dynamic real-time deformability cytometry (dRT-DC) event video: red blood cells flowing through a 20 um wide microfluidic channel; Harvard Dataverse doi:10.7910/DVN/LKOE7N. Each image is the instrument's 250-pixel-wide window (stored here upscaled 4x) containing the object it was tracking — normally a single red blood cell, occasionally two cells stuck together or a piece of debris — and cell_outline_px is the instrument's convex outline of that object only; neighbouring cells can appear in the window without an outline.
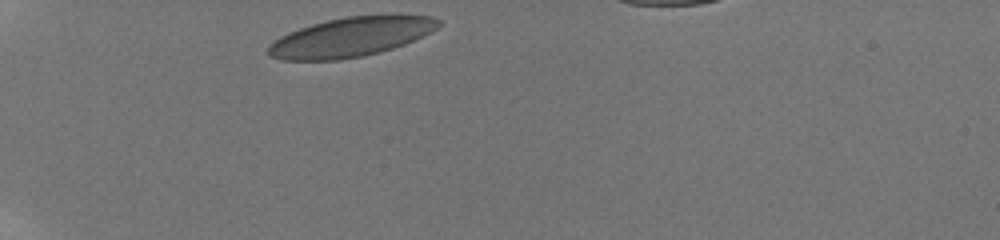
{"species": "human", "species_latin": "Homo sapiens", "temperature_condition": "room temperature", "stored_images_in_passage": 20, "camera_frame_rate_fps": 3000, "um_per_image_px": 0.085, "donor": {"sex": "male"}, "frame": {"image": 1, "passage_image": 1, "time_ms": 0.0, "image_size_px": [1000, 240], "cell_outline_px": [[440, 24], [432, 32], [404, 44], [380, 52], [364, 56], [340, 60], [280, 60], [268, 56], [268, 44], [280, 36], [288, 32], [312, 24], [328, 20], [348, 16], [396, 12], [432, 16], [440, 20]], "centroid_in_image_um": [29.87, 3.11], "position_along_channel_um": 55.1, "area_um2": 40.0}}
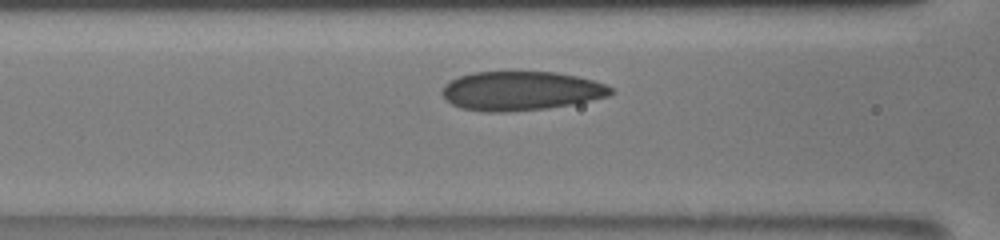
{"frame": {"image": 2, "passage_image": 9, "time_ms": 2.667, "image_size_px": [1000, 240], "cell_outline_px": [[616, 92], [608, 96], [572, 104], [548, 108], [508, 112], [484, 112], [460, 108], [444, 100], [440, 92], [444, 84], [460, 76], [472, 72], [556, 72], [576, 76], [592, 80], [604, 84], [612, 88]], "centroid_in_image_um": [44.23, 7.73], "position_along_channel_um": 122.4, "area_um2": 38.61}}
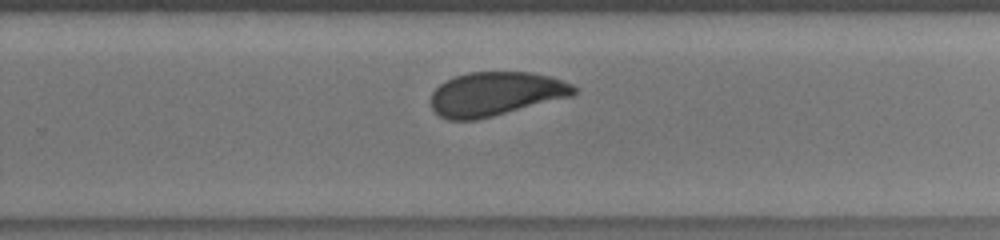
{"frame": {"image": 3, "passage_image": 19, "time_ms": 7.0, "image_size_px": [1000, 240], "cell_outline_px": [[580, 88], [572, 96], [476, 120], [448, 120], [440, 116], [432, 108], [432, 92], [440, 84], [456, 76], [468, 72], [532, 72], [548, 76], [572, 84]], "centroid_in_image_um": [42.14, 7.98], "position_along_channel_um": 287.7, "area_um2": 36.36}}